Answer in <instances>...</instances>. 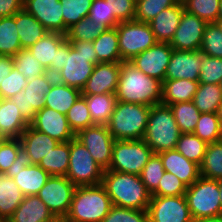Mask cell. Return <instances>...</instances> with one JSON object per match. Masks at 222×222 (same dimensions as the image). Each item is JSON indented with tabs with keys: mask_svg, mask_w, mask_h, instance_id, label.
<instances>
[{
	"mask_svg": "<svg viewBox=\"0 0 222 222\" xmlns=\"http://www.w3.org/2000/svg\"><path fill=\"white\" fill-rule=\"evenodd\" d=\"M152 155V149L143 139L115 140L108 170L140 175Z\"/></svg>",
	"mask_w": 222,
	"mask_h": 222,
	"instance_id": "obj_8",
	"label": "cell"
},
{
	"mask_svg": "<svg viewBox=\"0 0 222 222\" xmlns=\"http://www.w3.org/2000/svg\"><path fill=\"white\" fill-rule=\"evenodd\" d=\"M193 102L200 113H216L222 102L219 84L199 83Z\"/></svg>",
	"mask_w": 222,
	"mask_h": 222,
	"instance_id": "obj_36",
	"label": "cell"
},
{
	"mask_svg": "<svg viewBox=\"0 0 222 222\" xmlns=\"http://www.w3.org/2000/svg\"><path fill=\"white\" fill-rule=\"evenodd\" d=\"M181 133H193L201 113L193 101L169 105Z\"/></svg>",
	"mask_w": 222,
	"mask_h": 222,
	"instance_id": "obj_38",
	"label": "cell"
},
{
	"mask_svg": "<svg viewBox=\"0 0 222 222\" xmlns=\"http://www.w3.org/2000/svg\"><path fill=\"white\" fill-rule=\"evenodd\" d=\"M71 47L64 54L63 68L55 75L57 82L80 91L91 76L94 66L100 63L93 42L69 40Z\"/></svg>",
	"mask_w": 222,
	"mask_h": 222,
	"instance_id": "obj_3",
	"label": "cell"
},
{
	"mask_svg": "<svg viewBox=\"0 0 222 222\" xmlns=\"http://www.w3.org/2000/svg\"><path fill=\"white\" fill-rule=\"evenodd\" d=\"M199 82L185 79L164 80L161 103L171 105L177 102L193 101Z\"/></svg>",
	"mask_w": 222,
	"mask_h": 222,
	"instance_id": "obj_29",
	"label": "cell"
},
{
	"mask_svg": "<svg viewBox=\"0 0 222 222\" xmlns=\"http://www.w3.org/2000/svg\"><path fill=\"white\" fill-rule=\"evenodd\" d=\"M75 138L89 151L95 162L104 170H108L115 139L110 134L107 126L93 125L79 131Z\"/></svg>",
	"mask_w": 222,
	"mask_h": 222,
	"instance_id": "obj_14",
	"label": "cell"
},
{
	"mask_svg": "<svg viewBox=\"0 0 222 222\" xmlns=\"http://www.w3.org/2000/svg\"><path fill=\"white\" fill-rule=\"evenodd\" d=\"M118 44L122 61H130L157 43L149 23L131 20L117 26Z\"/></svg>",
	"mask_w": 222,
	"mask_h": 222,
	"instance_id": "obj_10",
	"label": "cell"
},
{
	"mask_svg": "<svg viewBox=\"0 0 222 222\" xmlns=\"http://www.w3.org/2000/svg\"><path fill=\"white\" fill-rule=\"evenodd\" d=\"M13 178L24 196L37 195L50 175L39 165L33 164L25 148L19 147L14 163L6 172Z\"/></svg>",
	"mask_w": 222,
	"mask_h": 222,
	"instance_id": "obj_11",
	"label": "cell"
},
{
	"mask_svg": "<svg viewBox=\"0 0 222 222\" xmlns=\"http://www.w3.org/2000/svg\"><path fill=\"white\" fill-rule=\"evenodd\" d=\"M163 82L149 77L129 61L121 62L117 101L153 106L161 103Z\"/></svg>",
	"mask_w": 222,
	"mask_h": 222,
	"instance_id": "obj_1",
	"label": "cell"
},
{
	"mask_svg": "<svg viewBox=\"0 0 222 222\" xmlns=\"http://www.w3.org/2000/svg\"><path fill=\"white\" fill-rule=\"evenodd\" d=\"M217 117L218 119L220 120V123L222 125V102L220 103V105L218 106V109H217Z\"/></svg>",
	"mask_w": 222,
	"mask_h": 222,
	"instance_id": "obj_61",
	"label": "cell"
},
{
	"mask_svg": "<svg viewBox=\"0 0 222 222\" xmlns=\"http://www.w3.org/2000/svg\"><path fill=\"white\" fill-rule=\"evenodd\" d=\"M108 2L110 13L119 22L131 21L135 18L136 0H105Z\"/></svg>",
	"mask_w": 222,
	"mask_h": 222,
	"instance_id": "obj_54",
	"label": "cell"
},
{
	"mask_svg": "<svg viewBox=\"0 0 222 222\" xmlns=\"http://www.w3.org/2000/svg\"><path fill=\"white\" fill-rule=\"evenodd\" d=\"M22 50L15 15L0 17V55L13 57Z\"/></svg>",
	"mask_w": 222,
	"mask_h": 222,
	"instance_id": "obj_35",
	"label": "cell"
},
{
	"mask_svg": "<svg viewBox=\"0 0 222 222\" xmlns=\"http://www.w3.org/2000/svg\"><path fill=\"white\" fill-rule=\"evenodd\" d=\"M70 141L59 143L39 162L50 176H66L69 167Z\"/></svg>",
	"mask_w": 222,
	"mask_h": 222,
	"instance_id": "obj_34",
	"label": "cell"
},
{
	"mask_svg": "<svg viewBox=\"0 0 222 222\" xmlns=\"http://www.w3.org/2000/svg\"><path fill=\"white\" fill-rule=\"evenodd\" d=\"M88 17L94 22L115 28L120 22L110 13L108 2L105 0H93Z\"/></svg>",
	"mask_w": 222,
	"mask_h": 222,
	"instance_id": "obj_53",
	"label": "cell"
},
{
	"mask_svg": "<svg viewBox=\"0 0 222 222\" xmlns=\"http://www.w3.org/2000/svg\"><path fill=\"white\" fill-rule=\"evenodd\" d=\"M184 11L183 3H176L161 11L149 22L157 42L170 43Z\"/></svg>",
	"mask_w": 222,
	"mask_h": 222,
	"instance_id": "obj_23",
	"label": "cell"
},
{
	"mask_svg": "<svg viewBox=\"0 0 222 222\" xmlns=\"http://www.w3.org/2000/svg\"><path fill=\"white\" fill-rule=\"evenodd\" d=\"M23 9L32 14L49 32L67 34L59 0H23Z\"/></svg>",
	"mask_w": 222,
	"mask_h": 222,
	"instance_id": "obj_19",
	"label": "cell"
},
{
	"mask_svg": "<svg viewBox=\"0 0 222 222\" xmlns=\"http://www.w3.org/2000/svg\"><path fill=\"white\" fill-rule=\"evenodd\" d=\"M207 24L198 16L184 11L179 26L169 44L176 50L198 51Z\"/></svg>",
	"mask_w": 222,
	"mask_h": 222,
	"instance_id": "obj_17",
	"label": "cell"
},
{
	"mask_svg": "<svg viewBox=\"0 0 222 222\" xmlns=\"http://www.w3.org/2000/svg\"><path fill=\"white\" fill-rule=\"evenodd\" d=\"M216 23L218 24V26L221 28L222 30V17H219L216 21Z\"/></svg>",
	"mask_w": 222,
	"mask_h": 222,
	"instance_id": "obj_63",
	"label": "cell"
},
{
	"mask_svg": "<svg viewBox=\"0 0 222 222\" xmlns=\"http://www.w3.org/2000/svg\"><path fill=\"white\" fill-rule=\"evenodd\" d=\"M172 53L173 48L169 43L157 42L129 62L147 76L164 82Z\"/></svg>",
	"mask_w": 222,
	"mask_h": 222,
	"instance_id": "obj_16",
	"label": "cell"
},
{
	"mask_svg": "<svg viewBox=\"0 0 222 222\" xmlns=\"http://www.w3.org/2000/svg\"><path fill=\"white\" fill-rule=\"evenodd\" d=\"M44 222H68L67 216L54 215Z\"/></svg>",
	"mask_w": 222,
	"mask_h": 222,
	"instance_id": "obj_60",
	"label": "cell"
},
{
	"mask_svg": "<svg viewBox=\"0 0 222 222\" xmlns=\"http://www.w3.org/2000/svg\"><path fill=\"white\" fill-rule=\"evenodd\" d=\"M55 81V76L46 72L29 80L22 92L10 98L28 123L35 117L36 112L45 107V96Z\"/></svg>",
	"mask_w": 222,
	"mask_h": 222,
	"instance_id": "obj_12",
	"label": "cell"
},
{
	"mask_svg": "<svg viewBox=\"0 0 222 222\" xmlns=\"http://www.w3.org/2000/svg\"><path fill=\"white\" fill-rule=\"evenodd\" d=\"M176 3H183L185 0H175Z\"/></svg>",
	"mask_w": 222,
	"mask_h": 222,
	"instance_id": "obj_66",
	"label": "cell"
},
{
	"mask_svg": "<svg viewBox=\"0 0 222 222\" xmlns=\"http://www.w3.org/2000/svg\"><path fill=\"white\" fill-rule=\"evenodd\" d=\"M80 95L79 89L55 81L45 96V107L66 115Z\"/></svg>",
	"mask_w": 222,
	"mask_h": 222,
	"instance_id": "obj_30",
	"label": "cell"
},
{
	"mask_svg": "<svg viewBox=\"0 0 222 222\" xmlns=\"http://www.w3.org/2000/svg\"><path fill=\"white\" fill-rule=\"evenodd\" d=\"M101 222H149L147 210H135L112 206Z\"/></svg>",
	"mask_w": 222,
	"mask_h": 222,
	"instance_id": "obj_50",
	"label": "cell"
},
{
	"mask_svg": "<svg viewBox=\"0 0 222 222\" xmlns=\"http://www.w3.org/2000/svg\"><path fill=\"white\" fill-rule=\"evenodd\" d=\"M199 172L207 179H222V140L207 145Z\"/></svg>",
	"mask_w": 222,
	"mask_h": 222,
	"instance_id": "obj_37",
	"label": "cell"
},
{
	"mask_svg": "<svg viewBox=\"0 0 222 222\" xmlns=\"http://www.w3.org/2000/svg\"><path fill=\"white\" fill-rule=\"evenodd\" d=\"M67 39L65 34L59 32H48L28 50L42 66L48 70L56 63L57 49Z\"/></svg>",
	"mask_w": 222,
	"mask_h": 222,
	"instance_id": "obj_28",
	"label": "cell"
},
{
	"mask_svg": "<svg viewBox=\"0 0 222 222\" xmlns=\"http://www.w3.org/2000/svg\"><path fill=\"white\" fill-rule=\"evenodd\" d=\"M71 43L68 39H66L60 46L59 49H57V57H56V63L53 64L47 72L53 76H55L58 72L61 71L63 68V60H64V54L69 50L71 47Z\"/></svg>",
	"mask_w": 222,
	"mask_h": 222,
	"instance_id": "obj_57",
	"label": "cell"
},
{
	"mask_svg": "<svg viewBox=\"0 0 222 222\" xmlns=\"http://www.w3.org/2000/svg\"><path fill=\"white\" fill-rule=\"evenodd\" d=\"M68 124L76 135L79 131L93 126L92 117L90 115L85 97H80L75 101L74 105L66 114Z\"/></svg>",
	"mask_w": 222,
	"mask_h": 222,
	"instance_id": "obj_43",
	"label": "cell"
},
{
	"mask_svg": "<svg viewBox=\"0 0 222 222\" xmlns=\"http://www.w3.org/2000/svg\"><path fill=\"white\" fill-rule=\"evenodd\" d=\"M185 197L194 220L222 215L218 180L200 176L187 187Z\"/></svg>",
	"mask_w": 222,
	"mask_h": 222,
	"instance_id": "obj_7",
	"label": "cell"
},
{
	"mask_svg": "<svg viewBox=\"0 0 222 222\" xmlns=\"http://www.w3.org/2000/svg\"><path fill=\"white\" fill-rule=\"evenodd\" d=\"M218 189L220 191V203H221V210H222V179H218Z\"/></svg>",
	"mask_w": 222,
	"mask_h": 222,
	"instance_id": "obj_62",
	"label": "cell"
},
{
	"mask_svg": "<svg viewBox=\"0 0 222 222\" xmlns=\"http://www.w3.org/2000/svg\"><path fill=\"white\" fill-rule=\"evenodd\" d=\"M76 186L66 176H50L37 196L53 215L67 216Z\"/></svg>",
	"mask_w": 222,
	"mask_h": 222,
	"instance_id": "obj_13",
	"label": "cell"
},
{
	"mask_svg": "<svg viewBox=\"0 0 222 222\" xmlns=\"http://www.w3.org/2000/svg\"><path fill=\"white\" fill-rule=\"evenodd\" d=\"M113 206L101 184L76 187L68 222H101Z\"/></svg>",
	"mask_w": 222,
	"mask_h": 222,
	"instance_id": "obj_5",
	"label": "cell"
},
{
	"mask_svg": "<svg viewBox=\"0 0 222 222\" xmlns=\"http://www.w3.org/2000/svg\"><path fill=\"white\" fill-rule=\"evenodd\" d=\"M149 222H194L185 195L151 196Z\"/></svg>",
	"mask_w": 222,
	"mask_h": 222,
	"instance_id": "obj_15",
	"label": "cell"
},
{
	"mask_svg": "<svg viewBox=\"0 0 222 222\" xmlns=\"http://www.w3.org/2000/svg\"><path fill=\"white\" fill-rule=\"evenodd\" d=\"M0 222H8V220L0 218Z\"/></svg>",
	"mask_w": 222,
	"mask_h": 222,
	"instance_id": "obj_67",
	"label": "cell"
},
{
	"mask_svg": "<svg viewBox=\"0 0 222 222\" xmlns=\"http://www.w3.org/2000/svg\"><path fill=\"white\" fill-rule=\"evenodd\" d=\"M20 139H4L0 144V171L6 173L14 163L19 147Z\"/></svg>",
	"mask_w": 222,
	"mask_h": 222,
	"instance_id": "obj_55",
	"label": "cell"
},
{
	"mask_svg": "<svg viewBox=\"0 0 222 222\" xmlns=\"http://www.w3.org/2000/svg\"><path fill=\"white\" fill-rule=\"evenodd\" d=\"M219 17H222V0L220 2V14H219Z\"/></svg>",
	"mask_w": 222,
	"mask_h": 222,
	"instance_id": "obj_64",
	"label": "cell"
},
{
	"mask_svg": "<svg viewBox=\"0 0 222 222\" xmlns=\"http://www.w3.org/2000/svg\"><path fill=\"white\" fill-rule=\"evenodd\" d=\"M93 46L100 63H121L117 29L110 28L102 32L94 41Z\"/></svg>",
	"mask_w": 222,
	"mask_h": 222,
	"instance_id": "obj_33",
	"label": "cell"
},
{
	"mask_svg": "<svg viewBox=\"0 0 222 222\" xmlns=\"http://www.w3.org/2000/svg\"><path fill=\"white\" fill-rule=\"evenodd\" d=\"M101 185L114 206L135 210H147L151 194L140 175L104 170Z\"/></svg>",
	"mask_w": 222,
	"mask_h": 222,
	"instance_id": "obj_2",
	"label": "cell"
},
{
	"mask_svg": "<svg viewBox=\"0 0 222 222\" xmlns=\"http://www.w3.org/2000/svg\"><path fill=\"white\" fill-rule=\"evenodd\" d=\"M186 190L187 186L176 175L165 171L157 190L151 196H182Z\"/></svg>",
	"mask_w": 222,
	"mask_h": 222,
	"instance_id": "obj_51",
	"label": "cell"
},
{
	"mask_svg": "<svg viewBox=\"0 0 222 222\" xmlns=\"http://www.w3.org/2000/svg\"><path fill=\"white\" fill-rule=\"evenodd\" d=\"M203 60V53L173 49L166 69L165 80L185 79L198 81Z\"/></svg>",
	"mask_w": 222,
	"mask_h": 222,
	"instance_id": "obj_20",
	"label": "cell"
},
{
	"mask_svg": "<svg viewBox=\"0 0 222 222\" xmlns=\"http://www.w3.org/2000/svg\"><path fill=\"white\" fill-rule=\"evenodd\" d=\"M14 67L13 58L11 56L0 55V84L9 76Z\"/></svg>",
	"mask_w": 222,
	"mask_h": 222,
	"instance_id": "obj_58",
	"label": "cell"
},
{
	"mask_svg": "<svg viewBox=\"0 0 222 222\" xmlns=\"http://www.w3.org/2000/svg\"><path fill=\"white\" fill-rule=\"evenodd\" d=\"M21 146L25 148L33 164L38 165L51 149L55 148L60 142L51 138L49 135L39 132L30 125L19 138Z\"/></svg>",
	"mask_w": 222,
	"mask_h": 222,
	"instance_id": "obj_25",
	"label": "cell"
},
{
	"mask_svg": "<svg viewBox=\"0 0 222 222\" xmlns=\"http://www.w3.org/2000/svg\"><path fill=\"white\" fill-rule=\"evenodd\" d=\"M160 156L164 170L176 175L187 187L191 186L199 177V166L186 159L176 149L157 153Z\"/></svg>",
	"mask_w": 222,
	"mask_h": 222,
	"instance_id": "obj_22",
	"label": "cell"
},
{
	"mask_svg": "<svg viewBox=\"0 0 222 222\" xmlns=\"http://www.w3.org/2000/svg\"><path fill=\"white\" fill-rule=\"evenodd\" d=\"M104 169L92 158L87 148L76 138L70 140L69 167L66 177L76 186L101 184Z\"/></svg>",
	"mask_w": 222,
	"mask_h": 222,
	"instance_id": "obj_9",
	"label": "cell"
},
{
	"mask_svg": "<svg viewBox=\"0 0 222 222\" xmlns=\"http://www.w3.org/2000/svg\"><path fill=\"white\" fill-rule=\"evenodd\" d=\"M207 144L221 141L222 125L216 113H201L200 119L193 132Z\"/></svg>",
	"mask_w": 222,
	"mask_h": 222,
	"instance_id": "obj_40",
	"label": "cell"
},
{
	"mask_svg": "<svg viewBox=\"0 0 222 222\" xmlns=\"http://www.w3.org/2000/svg\"><path fill=\"white\" fill-rule=\"evenodd\" d=\"M93 0H59L62 5L64 25L71 28L84 17H88Z\"/></svg>",
	"mask_w": 222,
	"mask_h": 222,
	"instance_id": "obj_45",
	"label": "cell"
},
{
	"mask_svg": "<svg viewBox=\"0 0 222 222\" xmlns=\"http://www.w3.org/2000/svg\"><path fill=\"white\" fill-rule=\"evenodd\" d=\"M15 23L22 49H28L49 32L24 9L15 14Z\"/></svg>",
	"mask_w": 222,
	"mask_h": 222,
	"instance_id": "obj_27",
	"label": "cell"
},
{
	"mask_svg": "<svg viewBox=\"0 0 222 222\" xmlns=\"http://www.w3.org/2000/svg\"><path fill=\"white\" fill-rule=\"evenodd\" d=\"M53 213L37 195L24 196L8 222H44Z\"/></svg>",
	"mask_w": 222,
	"mask_h": 222,
	"instance_id": "obj_26",
	"label": "cell"
},
{
	"mask_svg": "<svg viewBox=\"0 0 222 222\" xmlns=\"http://www.w3.org/2000/svg\"><path fill=\"white\" fill-rule=\"evenodd\" d=\"M4 137L2 135H0V144L4 141Z\"/></svg>",
	"mask_w": 222,
	"mask_h": 222,
	"instance_id": "obj_65",
	"label": "cell"
},
{
	"mask_svg": "<svg viewBox=\"0 0 222 222\" xmlns=\"http://www.w3.org/2000/svg\"><path fill=\"white\" fill-rule=\"evenodd\" d=\"M29 125L60 143L69 142L75 138V134L68 124L66 115L48 107H44L36 112L35 117Z\"/></svg>",
	"mask_w": 222,
	"mask_h": 222,
	"instance_id": "obj_18",
	"label": "cell"
},
{
	"mask_svg": "<svg viewBox=\"0 0 222 222\" xmlns=\"http://www.w3.org/2000/svg\"><path fill=\"white\" fill-rule=\"evenodd\" d=\"M121 63H98L81 90V95L115 94L120 77Z\"/></svg>",
	"mask_w": 222,
	"mask_h": 222,
	"instance_id": "obj_21",
	"label": "cell"
},
{
	"mask_svg": "<svg viewBox=\"0 0 222 222\" xmlns=\"http://www.w3.org/2000/svg\"><path fill=\"white\" fill-rule=\"evenodd\" d=\"M219 86H220V88H221V90H222V80H221V82L219 83Z\"/></svg>",
	"mask_w": 222,
	"mask_h": 222,
	"instance_id": "obj_68",
	"label": "cell"
},
{
	"mask_svg": "<svg viewBox=\"0 0 222 222\" xmlns=\"http://www.w3.org/2000/svg\"><path fill=\"white\" fill-rule=\"evenodd\" d=\"M194 222H222V215L200 218V219L194 220Z\"/></svg>",
	"mask_w": 222,
	"mask_h": 222,
	"instance_id": "obj_59",
	"label": "cell"
},
{
	"mask_svg": "<svg viewBox=\"0 0 222 222\" xmlns=\"http://www.w3.org/2000/svg\"><path fill=\"white\" fill-rule=\"evenodd\" d=\"M14 66L20 74H23L29 81L35 77L44 75L47 70L33 57L28 49H22L13 57Z\"/></svg>",
	"mask_w": 222,
	"mask_h": 222,
	"instance_id": "obj_44",
	"label": "cell"
},
{
	"mask_svg": "<svg viewBox=\"0 0 222 222\" xmlns=\"http://www.w3.org/2000/svg\"><path fill=\"white\" fill-rule=\"evenodd\" d=\"M94 125H107L114 112L117 99L115 94L83 95Z\"/></svg>",
	"mask_w": 222,
	"mask_h": 222,
	"instance_id": "obj_32",
	"label": "cell"
},
{
	"mask_svg": "<svg viewBox=\"0 0 222 222\" xmlns=\"http://www.w3.org/2000/svg\"><path fill=\"white\" fill-rule=\"evenodd\" d=\"M23 9V0H0V17L14 16Z\"/></svg>",
	"mask_w": 222,
	"mask_h": 222,
	"instance_id": "obj_56",
	"label": "cell"
},
{
	"mask_svg": "<svg viewBox=\"0 0 222 222\" xmlns=\"http://www.w3.org/2000/svg\"><path fill=\"white\" fill-rule=\"evenodd\" d=\"M164 173L165 170L160 156L157 153H153L140 174L142 182L151 195L157 190L159 181Z\"/></svg>",
	"mask_w": 222,
	"mask_h": 222,
	"instance_id": "obj_47",
	"label": "cell"
},
{
	"mask_svg": "<svg viewBox=\"0 0 222 222\" xmlns=\"http://www.w3.org/2000/svg\"><path fill=\"white\" fill-rule=\"evenodd\" d=\"M23 197L13 178L0 171V218L8 220L22 202Z\"/></svg>",
	"mask_w": 222,
	"mask_h": 222,
	"instance_id": "obj_31",
	"label": "cell"
},
{
	"mask_svg": "<svg viewBox=\"0 0 222 222\" xmlns=\"http://www.w3.org/2000/svg\"><path fill=\"white\" fill-rule=\"evenodd\" d=\"M28 80L23 74H20L14 66L11 73L0 84V98L10 99L19 92H22L27 85Z\"/></svg>",
	"mask_w": 222,
	"mask_h": 222,
	"instance_id": "obj_52",
	"label": "cell"
},
{
	"mask_svg": "<svg viewBox=\"0 0 222 222\" xmlns=\"http://www.w3.org/2000/svg\"><path fill=\"white\" fill-rule=\"evenodd\" d=\"M175 4V0H136L134 20L149 23L161 11Z\"/></svg>",
	"mask_w": 222,
	"mask_h": 222,
	"instance_id": "obj_48",
	"label": "cell"
},
{
	"mask_svg": "<svg viewBox=\"0 0 222 222\" xmlns=\"http://www.w3.org/2000/svg\"><path fill=\"white\" fill-rule=\"evenodd\" d=\"M199 50L206 56L222 58V30L217 23L206 25Z\"/></svg>",
	"mask_w": 222,
	"mask_h": 222,
	"instance_id": "obj_46",
	"label": "cell"
},
{
	"mask_svg": "<svg viewBox=\"0 0 222 222\" xmlns=\"http://www.w3.org/2000/svg\"><path fill=\"white\" fill-rule=\"evenodd\" d=\"M181 132L169 105L151 106L143 140L153 153L175 149Z\"/></svg>",
	"mask_w": 222,
	"mask_h": 222,
	"instance_id": "obj_4",
	"label": "cell"
},
{
	"mask_svg": "<svg viewBox=\"0 0 222 222\" xmlns=\"http://www.w3.org/2000/svg\"><path fill=\"white\" fill-rule=\"evenodd\" d=\"M207 145L208 144L206 142L202 141L193 133H181L175 149L186 159L200 166L205 155Z\"/></svg>",
	"mask_w": 222,
	"mask_h": 222,
	"instance_id": "obj_39",
	"label": "cell"
},
{
	"mask_svg": "<svg viewBox=\"0 0 222 222\" xmlns=\"http://www.w3.org/2000/svg\"><path fill=\"white\" fill-rule=\"evenodd\" d=\"M221 0H185L184 10L207 23H216L220 14Z\"/></svg>",
	"mask_w": 222,
	"mask_h": 222,
	"instance_id": "obj_42",
	"label": "cell"
},
{
	"mask_svg": "<svg viewBox=\"0 0 222 222\" xmlns=\"http://www.w3.org/2000/svg\"><path fill=\"white\" fill-rule=\"evenodd\" d=\"M29 123L10 99L0 101V135L5 139H19Z\"/></svg>",
	"mask_w": 222,
	"mask_h": 222,
	"instance_id": "obj_24",
	"label": "cell"
},
{
	"mask_svg": "<svg viewBox=\"0 0 222 222\" xmlns=\"http://www.w3.org/2000/svg\"><path fill=\"white\" fill-rule=\"evenodd\" d=\"M151 106L117 101L106 125L115 140L143 139Z\"/></svg>",
	"mask_w": 222,
	"mask_h": 222,
	"instance_id": "obj_6",
	"label": "cell"
},
{
	"mask_svg": "<svg viewBox=\"0 0 222 222\" xmlns=\"http://www.w3.org/2000/svg\"><path fill=\"white\" fill-rule=\"evenodd\" d=\"M110 29L107 25L94 22L89 17H84L68 29V40H80L93 42L102 32Z\"/></svg>",
	"mask_w": 222,
	"mask_h": 222,
	"instance_id": "obj_41",
	"label": "cell"
},
{
	"mask_svg": "<svg viewBox=\"0 0 222 222\" xmlns=\"http://www.w3.org/2000/svg\"><path fill=\"white\" fill-rule=\"evenodd\" d=\"M222 80V58L203 54L199 83L219 84Z\"/></svg>",
	"mask_w": 222,
	"mask_h": 222,
	"instance_id": "obj_49",
	"label": "cell"
}]
</instances>
